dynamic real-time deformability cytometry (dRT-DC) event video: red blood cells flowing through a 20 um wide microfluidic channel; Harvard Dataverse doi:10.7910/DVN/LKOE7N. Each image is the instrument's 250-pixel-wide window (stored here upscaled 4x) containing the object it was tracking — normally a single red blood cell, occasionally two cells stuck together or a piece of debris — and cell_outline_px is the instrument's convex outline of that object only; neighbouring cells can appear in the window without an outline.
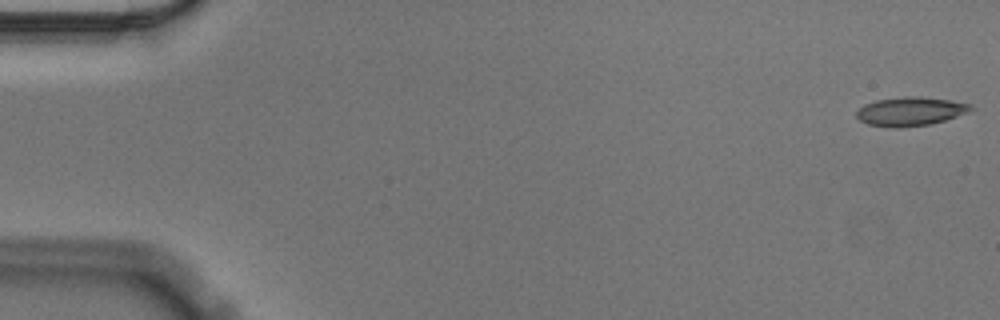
{"species": "Egyptian fruit bat (a non-hibernating species)", "species_latin": "Rousettus aegyptiacus", "temperature_condition": "cold", "stored_images_in_passage": 14, "camera_frame_rate_fps": 3000, "um_per_image_px": 0.085, "animal": {"sex": "male"}, "frame": {"image": 1, "passage_image": 1, "time_ms": 0.0, "image_size_px": [1000, 320], "cell_outline_px": [[976, 108], [968, 112], [944, 120], [928, 124], [900, 128], [888, 128], [868, 124], [860, 120], [856, 116], [856, 112], [864, 104], [876, 100], [904, 96], [920, 96], [948, 100], [972, 104]], "centroid_in_image_um": [77.37, 9.47], "position_along_channel_um": 7.6, "area_um2": 19.25}}
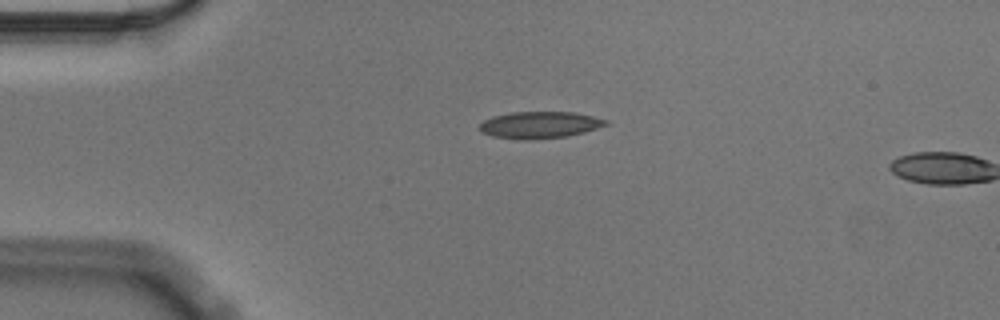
{"frame": {"image": 2, "passage_image": 13, "time_ms": 4.0, "image_size_px": [1000, 320], "cell_outline_px": [[608, 124], [584, 132], [568, 136], [524, 140], [520, 140], [492, 136], [484, 132], [480, 128], [480, 124], [484, 120], [492, 116], [512, 112], [576, 112], [608, 120]], "centroid_in_image_um": [45.88, 10.61], "position_along_channel_um": 39.1, "area_um2": 19.59}}